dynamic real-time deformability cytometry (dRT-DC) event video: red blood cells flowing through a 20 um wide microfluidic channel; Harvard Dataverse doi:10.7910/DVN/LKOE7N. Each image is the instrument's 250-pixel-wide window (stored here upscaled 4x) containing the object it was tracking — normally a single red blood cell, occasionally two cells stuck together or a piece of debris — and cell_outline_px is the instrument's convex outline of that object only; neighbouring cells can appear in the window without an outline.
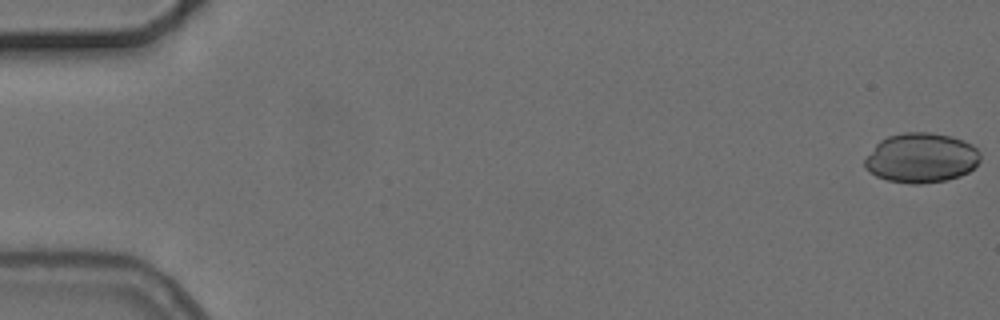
{"species": "common noctule bat (a hibernating species)", "species_latin": "Nyctalus noctula", "temperature_condition": "cold", "stored_images_in_passage": 6, "camera_frame_rate_fps": 3000, "um_per_image_px": 0.085, "animal": {"sex": "female", "body_mass_g": 24.6, "forearm_length_mm": 56.2}, "frame": {"image": 1, "passage_image": 1, "time_ms": 0.0, "image_size_px": [1000, 320], "cell_outline_px": [[980, 160], [968, 172], [960, 176], [948, 180], [920, 184], [908, 184], [888, 180], [876, 176], [868, 172], [864, 168], [864, 160], [876, 144], [880, 140], [888, 136], [904, 132], [932, 132], [952, 136], [964, 140], [972, 144], [980, 152]], "centroid_in_image_um": [78.3, 13.42], "position_along_channel_um": 6.7, "area_um2": 33.81}}